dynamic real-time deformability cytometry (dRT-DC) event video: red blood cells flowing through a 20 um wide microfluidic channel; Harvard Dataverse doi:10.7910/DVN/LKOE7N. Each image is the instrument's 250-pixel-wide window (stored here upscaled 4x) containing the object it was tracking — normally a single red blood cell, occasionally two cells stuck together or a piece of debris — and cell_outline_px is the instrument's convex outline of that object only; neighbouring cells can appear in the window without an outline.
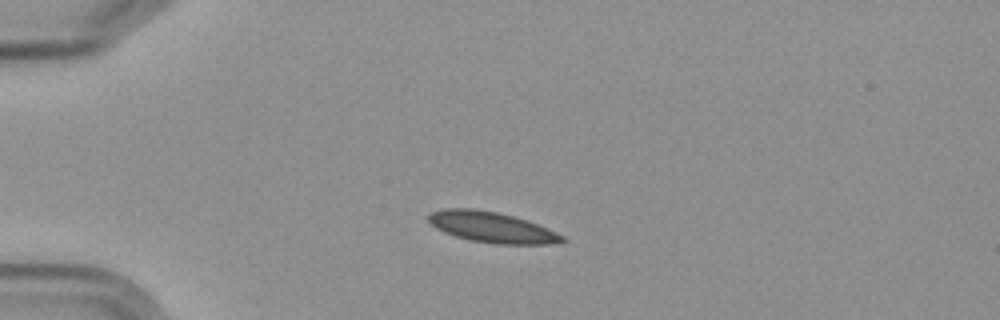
{"species": "Egyptian fruit bat (a non-hibernating species)", "species_latin": "Rousettus aegyptiacus", "temperature_condition": "cold", "stored_images_in_passage": 6, "camera_frame_rate_fps": 3000, "um_per_image_px": 0.085, "frame": {"image": 1, "passage_image": 4, "time_ms": 3.333, "image_size_px": [1000, 320], "cell_outline_px": [[568, 240], [548, 244], [496, 244], [472, 240], [456, 236], [444, 232], [428, 224], [428, 216], [432, 212], [444, 208], [468, 208], [496, 212], [512, 216], [536, 224], [556, 232], [564, 236]], "centroid_in_image_um": [41.76, 19.32], "position_along_channel_um": 43.2, "area_um2": 23.58}}
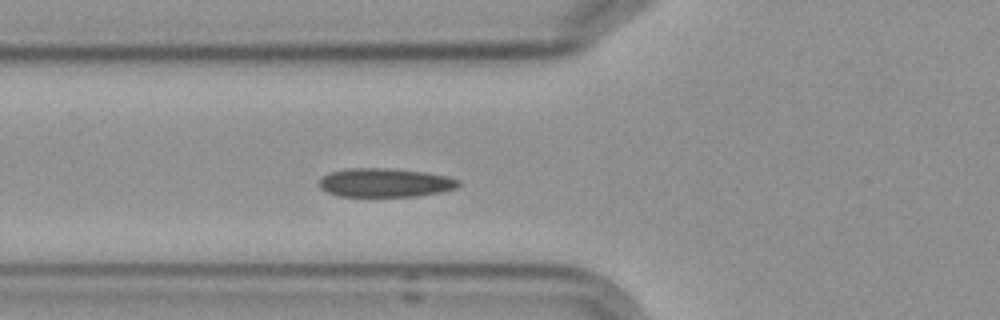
{"frame": {"image": 2, "passage_image": 6, "time_ms": 5.667, "image_size_px": [1000, 320], "cell_outline_px": [[460, 184], [456, 188], [440, 192], [416, 196], [336, 196], [320, 188], [320, 180], [328, 172], [348, 168], [392, 168], [428, 172], [448, 176], [460, 180]], "centroid_in_image_um": [32.75, 15.51], "position_along_channel_um": 93.0, "area_um2": 23.52}}